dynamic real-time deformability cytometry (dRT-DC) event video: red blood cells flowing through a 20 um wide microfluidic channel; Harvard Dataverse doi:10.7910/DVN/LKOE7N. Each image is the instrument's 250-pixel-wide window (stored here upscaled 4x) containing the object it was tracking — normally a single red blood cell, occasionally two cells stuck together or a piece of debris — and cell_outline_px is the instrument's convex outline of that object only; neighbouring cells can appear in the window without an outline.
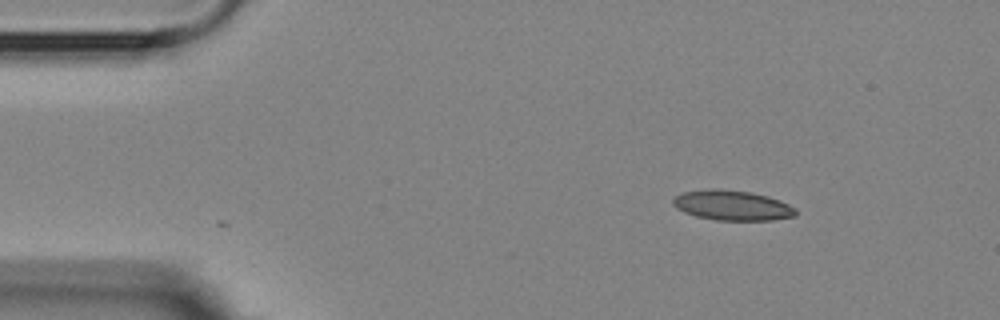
{"species": "Egyptian fruit bat (a non-hibernating species)", "species_latin": "Rousettus aegyptiacus", "temperature_condition": "room temperature", "stored_images_in_passage": 4, "camera_frame_rate_fps": 3000, "um_per_image_px": 0.085, "animal": {"sex": "female"}, "frame": {"image": 1, "passage_image": 1, "time_ms": 0.0, "image_size_px": [1000, 320], "cell_outline_px": [[796, 216], [772, 220], [716, 220], [696, 216], [684, 212], [676, 208], [672, 204], [672, 200], [676, 196], [684, 192], [712, 188], [720, 188], [752, 192], [768, 196], [780, 200], [796, 208]], "centroid_in_image_um": [62.25, 17.45], "position_along_channel_um": 22.8, "area_um2": 21.62}}